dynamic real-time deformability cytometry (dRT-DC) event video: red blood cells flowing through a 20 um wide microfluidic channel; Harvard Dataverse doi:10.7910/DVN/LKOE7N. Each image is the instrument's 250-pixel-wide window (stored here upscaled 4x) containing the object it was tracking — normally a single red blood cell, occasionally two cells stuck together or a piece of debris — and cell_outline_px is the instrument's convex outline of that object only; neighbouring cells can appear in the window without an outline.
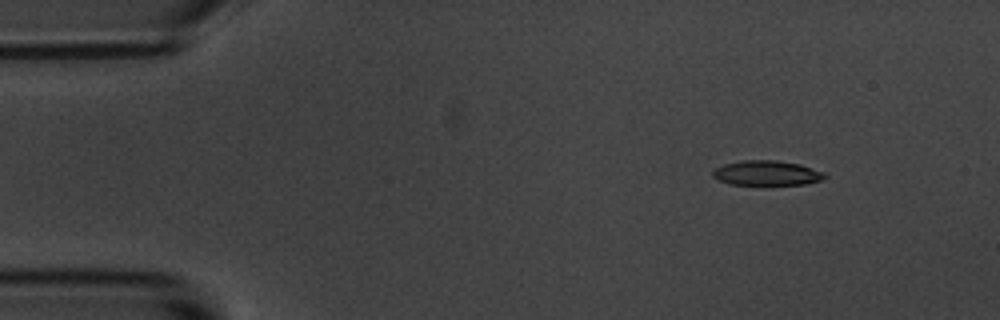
{"species": "common noctule bat (a hibernating species)", "species_latin": "Nyctalus noctula", "temperature_condition": "room temperature", "stored_images_in_passage": 5, "camera_frame_rate_fps": 3000, "um_per_image_px": 0.085, "animal": {"sex": "male", "body_mass_g": 20.1, "forearm_length_mm": 53.5}, "frame": {"image": 1, "passage_image": 2, "time_ms": 1.333, "image_size_px": [1000, 320], "cell_outline_px": [[828, 176], [820, 180], [804, 184], [728, 184], [712, 176], [712, 172], [716, 168], [724, 164], [744, 160], [776, 160], [800, 164], [824, 172]], "centroid_in_image_um": [65.18, 14.7], "position_along_channel_um": 19.8, "area_um2": 16.01}}